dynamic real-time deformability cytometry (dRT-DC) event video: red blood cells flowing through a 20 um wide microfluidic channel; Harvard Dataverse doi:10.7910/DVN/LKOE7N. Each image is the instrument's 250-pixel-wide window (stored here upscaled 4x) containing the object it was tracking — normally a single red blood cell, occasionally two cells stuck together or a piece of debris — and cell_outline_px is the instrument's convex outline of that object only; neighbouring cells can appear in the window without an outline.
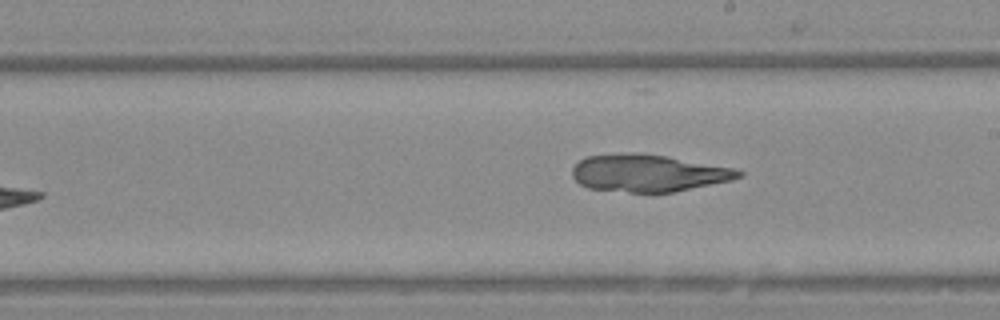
{"species": "Egyptian fruit bat (a non-hibernating species)", "species_latin": "Rousettus aegyptiacus", "temperature_condition": "warm", "stored_images_in_passage": 9, "camera_frame_rate_fps": 3000, "um_per_image_px": 0.085, "animal": {"sex": "female"}, "frame": {"image": 1, "passage_image": 9, "time_ms": 10.667, "image_size_px": [1000, 320], "cell_outline_px": [[744, 172], [740, 176], [732, 180], [676, 192], [628, 192], [588, 188], [580, 184], [572, 176], [572, 168], [580, 160], [588, 156], [628, 152], [640, 152], [668, 156], [732, 168]], "centroid_in_image_um": [55.09, 14.71], "position_along_channel_um": 233.9, "area_um2": 36.13}}